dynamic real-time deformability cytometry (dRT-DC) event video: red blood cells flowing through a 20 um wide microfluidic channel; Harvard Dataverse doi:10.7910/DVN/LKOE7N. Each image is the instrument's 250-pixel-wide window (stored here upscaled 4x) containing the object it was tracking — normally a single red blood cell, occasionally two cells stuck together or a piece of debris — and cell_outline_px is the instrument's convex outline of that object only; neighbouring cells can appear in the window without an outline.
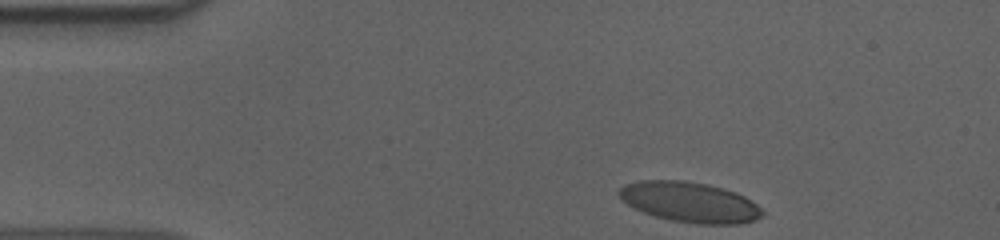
{"species": "human", "species_latin": "Homo sapiens", "temperature_condition": "cold", "stored_images_in_passage": 40, "camera_frame_rate_fps": 3000, "um_per_image_px": 0.085, "donor": {"sex": "male"}, "frame": {"image": 1, "passage_image": 1, "time_ms": 0.0, "image_size_px": [1000, 240], "cell_outline_px": [[764, 216], [756, 220], [740, 224], [696, 224], [672, 220], [656, 216], [644, 212], [620, 200], [616, 192], [624, 184], [640, 180], [684, 180], [708, 184], [736, 192], [752, 200], [764, 212]], "centroid_in_image_um": [58.64, 17.17], "position_along_channel_um": 26.4, "area_um2": 33.87}}
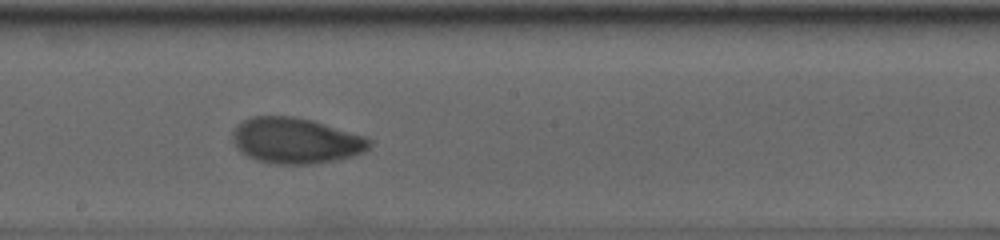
{"frame": {"image": 2, "passage_image": 23, "time_ms": 7.333, "image_size_px": [1000, 240], "cell_outline_px": [[372, 144], [364, 152], [352, 156], [336, 160], [312, 164], [276, 164], [256, 160], [248, 156], [236, 148], [232, 140], [232, 132], [244, 120], [252, 116], [292, 116], [312, 120], [364, 136], [372, 140]], "centroid_in_image_um": [25.14, 11.96], "position_along_channel_um": 223.1, "area_um2": 36.41}}
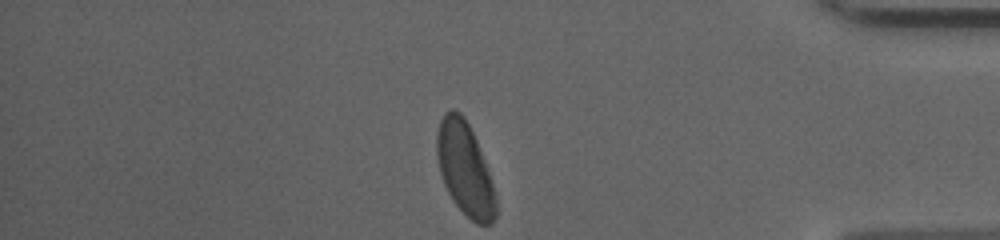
{"frame": {"image": 3, "passage_image": 40, "time_ms": 13.0, "image_size_px": [1000, 240], "cell_outline_px": [[496, 216], [492, 224], [476, 224], [452, 200], [444, 184], [440, 172], [436, 152], [436, 136], [440, 120], [444, 112], [452, 108], [460, 112], [464, 116], [476, 140], [496, 192]], "centroid_in_image_um": [39.51, 14.35], "position_along_channel_um": 395.7, "area_um2": 31.79}, "authors_computed_cell_mechanics": {"area_um2": 35.1424, "velocity_mm_per_s": 3.5977, "shape_relaxation_time_tau1_ms": 4.015, "shape_relaxation_time_tau2_ms": 1.579, "deformation_change_tau1": 0.1481, "deformation_change_tau2": 0.0543}}